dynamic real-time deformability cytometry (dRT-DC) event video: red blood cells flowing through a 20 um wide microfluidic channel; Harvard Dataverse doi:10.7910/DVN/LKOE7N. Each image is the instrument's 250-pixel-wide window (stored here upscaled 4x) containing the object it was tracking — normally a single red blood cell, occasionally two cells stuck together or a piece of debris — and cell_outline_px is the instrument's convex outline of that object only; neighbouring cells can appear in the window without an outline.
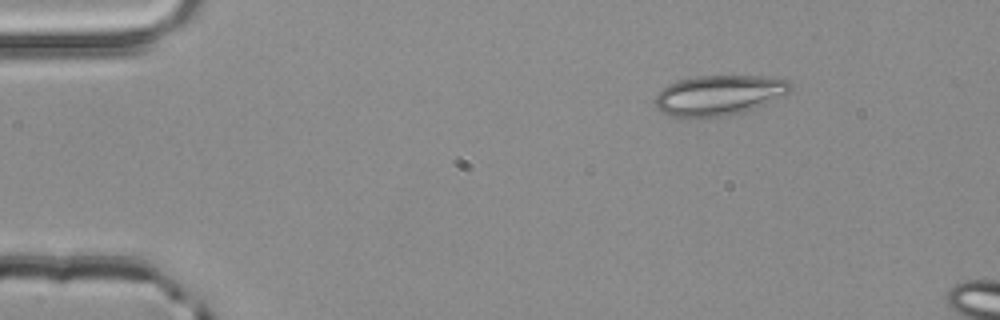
{"species": "common noctule bat (a hibernating species)", "species_latin": "Nyctalus noctula", "temperature_condition": "room temperature", "stored_images_in_passage": 6, "camera_frame_rate_fps": 3000, "um_per_image_px": 0.085, "animal": {"sex": "male", "body_mass_g": 20.4}, "frame": {"image": 1, "passage_image": 1, "time_ms": 0.0, "image_size_px": [1000, 320], "cell_outline_px": [[792, 88], [784, 96], [744, 112], [724, 116], [676, 116], [660, 112], [656, 108], [656, 96], [668, 84], [680, 80], [696, 76], [760, 76], [788, 80], [792, 84]], "centroid_in_image_um": [61.15, 8.08], "position_along_channel_um": 23.9, "area_um2": 31.21}}